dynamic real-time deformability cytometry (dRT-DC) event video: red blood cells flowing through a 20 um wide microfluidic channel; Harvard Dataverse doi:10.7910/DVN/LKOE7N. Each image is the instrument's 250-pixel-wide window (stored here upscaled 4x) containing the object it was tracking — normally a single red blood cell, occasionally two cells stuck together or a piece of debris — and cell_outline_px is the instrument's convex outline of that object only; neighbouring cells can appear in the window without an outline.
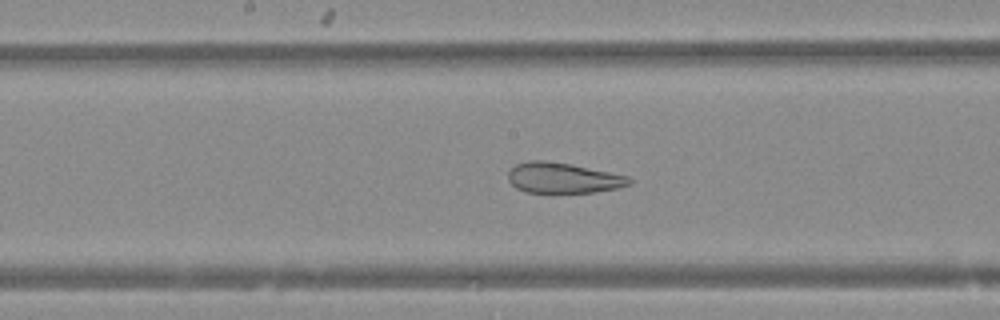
{"species": "Egyptian fruit bat (a non-hibernating species)", "species_latin": "Rousettus aegyptiacus", "temperature_condition": "warm", "stored_images_in_passage": 36, "camera_frame_rate_fps": 3000, "um_per_image_px": 0.085, "animal": {"sex": "female"}, "frame": {"image": 1, "passage_image": 17, "time_ms": 5.333, "image_size_px": [1000, 320], "cell_outline_px": [[632, 184], [616, 188], [596, 192], [548, 196], [524, 192], [516, 188], [508, 180], [508, 172], [516, 164], [528, 160], [544, 160], [568, 164], [628, 176], [632, 180]], "centroid_in_image_um": [47.8, 15.19], "position_along_channel_um": 200.4, "area_um2": 22.31}}
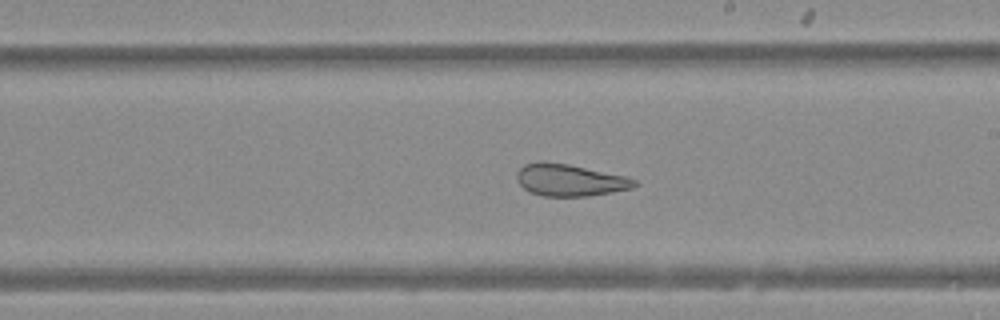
{"frame": {"image": 2, "passage_image": 20, "time_ms": 6.333, "image_size_px": [1000, 320], "cell_outline_px": [[636, 184], [632, 188], [588, 196], [544, 196], [532, 192], [524, 188], [516, 180], [516, 172], [524, 164], [540, 160], [544, 160], [568, 164], [624, 176], [636, 180]], "centroid_in_image_um": [48.37, 15.29], "position_along_channel_um": 240.6, "area_um2": 21.79}}
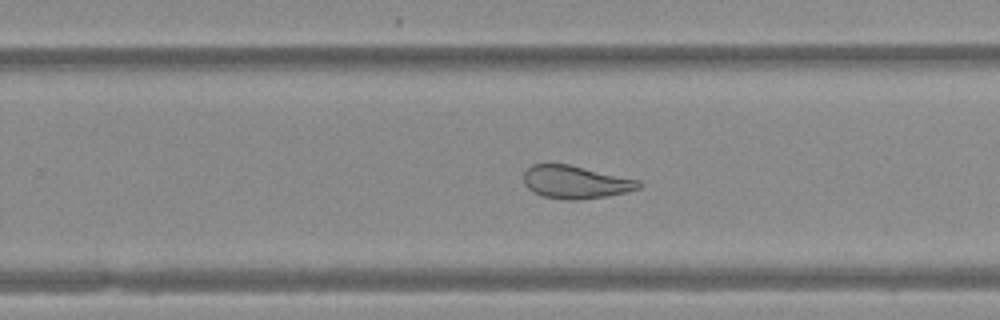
{"frame": {"image": 3, "passage_image": 23, "time_ms": 7.333, "image_size_px": [1000, 320], "cell_outline_px": [[640, 188], [628, 192], [608, 196], [580, 200], [572, 200], [544, 196], [528, 188], [524, 184], [524, 172], [532, 164], [568, 164], [640, 180]], "centroid_in_image_um": [48.95, 15.48], "position_along_channel_um": 280.9, "area_um2": 21.91}}